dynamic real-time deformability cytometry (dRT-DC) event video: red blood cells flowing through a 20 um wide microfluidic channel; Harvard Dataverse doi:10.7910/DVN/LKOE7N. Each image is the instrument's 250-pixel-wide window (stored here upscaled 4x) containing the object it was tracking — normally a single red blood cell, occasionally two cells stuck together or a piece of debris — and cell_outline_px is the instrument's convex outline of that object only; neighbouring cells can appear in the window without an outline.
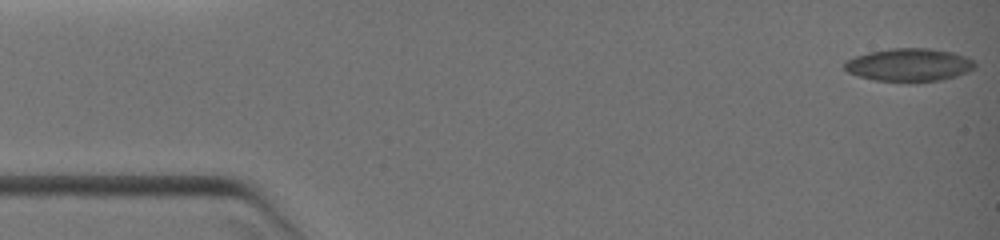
{"species": "common noctule bat (a hibernating species)", "species_latin": "Nyctalus noctula", "temperature_condition": "warm", "stored_images_in_passage": 55, "camera_frame_rate_fps": 3000, "um_per_image_px": 0.085, "animal": {"sex": "female", "body_mass_g": 19.0, "forearm_length_mm": 51.5}, "frame": {"image": 1, "passage_image": 1, "time_ms": 0.0, "image_size_px": [1000, 240], "cell_outline_px": [[976, 68], [968, 72], [956, 76], [940, 80], [872, 80], [856, 76], [848, 72], [844, 68], [844, 64], [848, 60], [856, 56], [868, 52], [892, 48], [932, 48], [952, 52], [964, 56], [972, 60], [976, 64]], "centroid_in_image_um": [77.28, 5.49], "position_along_channel_um": 7.7, "area_um2": 24.68}}
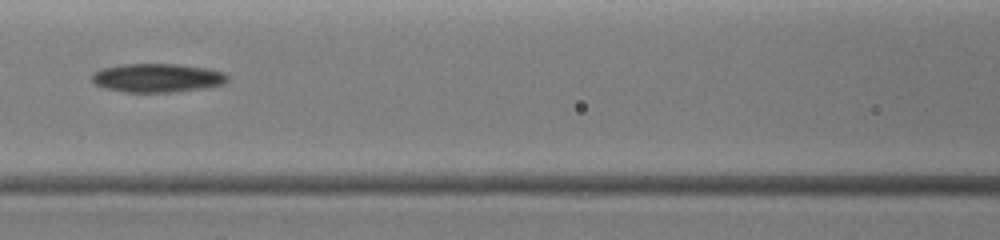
{"frame": {"image": 2, "passage_image": 23, "time_ms": 6.0, "image_size_px": [1000, 240], "cell_outline_px": [[228, 80], [224, 84], [204, 88], [172, 92], [124, 92], [104, 88], [96, 84], [92, 80], [92, 72], [104, 68], [120, 64], [176, 64], [208, 68], [228, 72]], "centroid_in_image_um": [13.41, 6.62], "position_along_channel_um": 153.2, "area_um2": 22.89}}
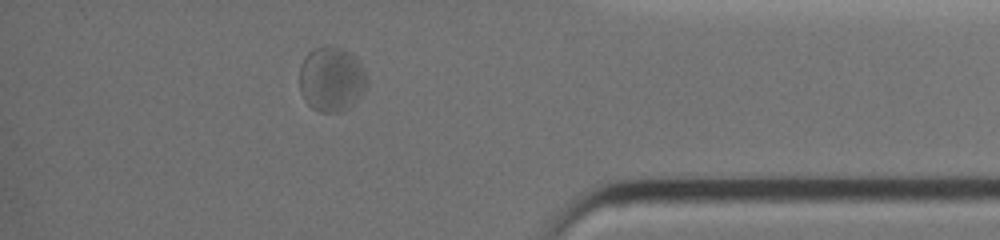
{"frame": {"image": 3, "passage_image": 47, "time_ms": 12.0, "image_size_px": [1000, 240], "cell_outline_px": [[368, 84], [352, 108], [340, 112], [320, 112], [312, 108], [304, 100], [300, 92], [300, 64], [304, 56], [312, 48], [324, 44], [344, 48], [352, 52], [360, 60], [368, 76]], "centroid_in_image_um": [28.2, 6.69], "position_along_channel_um": 407.0, "area_um2": 26.53}}